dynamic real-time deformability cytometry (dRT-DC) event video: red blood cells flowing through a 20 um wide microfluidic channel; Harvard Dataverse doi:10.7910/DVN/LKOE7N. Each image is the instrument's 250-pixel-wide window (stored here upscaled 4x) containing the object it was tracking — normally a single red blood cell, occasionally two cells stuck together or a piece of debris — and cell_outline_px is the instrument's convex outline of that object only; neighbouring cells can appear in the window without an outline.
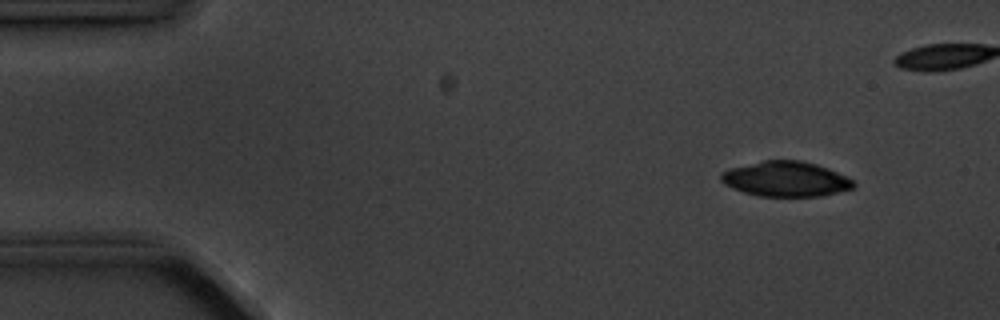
{"species": "common noctule bat (a hibernating species)", "species_latin": "Nyctalus noctula", "temperature_condition": "cold", "stored_images_in_passage": 4, "camera_frame_rate_fps": 3000, "um_per_image_px": 0.085, "animal": {"sex": "male", "body_mass_g": 20.1, "forearm_length_mm": 53.5}, "frame": {"image": 1, "passage_image": 1, "time_ms": 0.0, "image_size_px": [1000, 320], "cell_outline_px": [[856, 184], [852, 188], [820, 196], [760, 196], [744, 192], [732, 188], [724, 184], [720, 180], [720, 172], [728, 168], [764, 160], [800, 160], [816, 164], [828, 168], [848, 176]], "centroid_in_image_um": [66.76, 15.2], "position_along_channel_um": 18.2, "area_um2": 27.17}}